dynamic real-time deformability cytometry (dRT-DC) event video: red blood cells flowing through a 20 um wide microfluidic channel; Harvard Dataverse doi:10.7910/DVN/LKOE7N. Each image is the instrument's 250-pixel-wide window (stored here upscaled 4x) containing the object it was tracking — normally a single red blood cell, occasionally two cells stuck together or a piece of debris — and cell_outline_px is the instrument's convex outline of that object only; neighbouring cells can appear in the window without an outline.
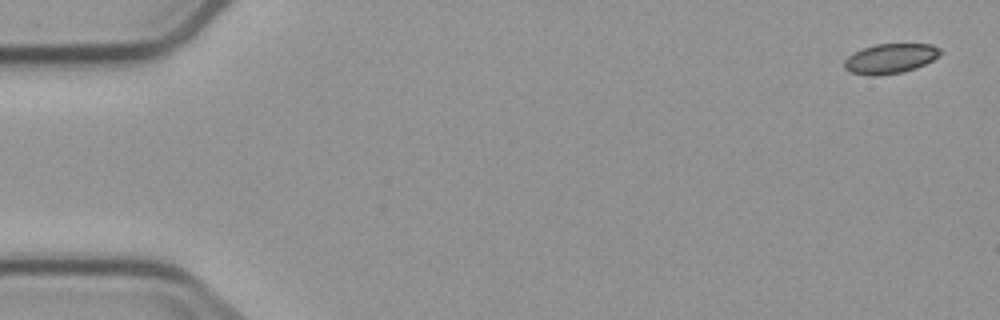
{"species": "common noctule bat (a hibernating species)", "species_latin": "Nyctalus noctula", "temperature_condition": "cold", "stored_images_in_passage": 3, "camera_frame_rate_fps": 3000, "um_per_image_px": 0.085, "animal": {"sex": "male", "body_mass_g": 23.1, "forearm_length_mm": 52.7}, "frame": {"image": 1, "passage_image": 1, "time_ms": 0.0, "image_size_px": [1000, 320], "cell_outline_px": [[940, 52], [932, 60], [916, 68], [900, 72], [872, 76], [852, 72], [844, 68], [844, 60], [848, 56], [864, 48], [876, 44], [932, 44], [940, 48]], "centroid_in_image_um": [75.66, 4.97], "position_along_channel_um": 9.3, "area_um2": 16.3}}